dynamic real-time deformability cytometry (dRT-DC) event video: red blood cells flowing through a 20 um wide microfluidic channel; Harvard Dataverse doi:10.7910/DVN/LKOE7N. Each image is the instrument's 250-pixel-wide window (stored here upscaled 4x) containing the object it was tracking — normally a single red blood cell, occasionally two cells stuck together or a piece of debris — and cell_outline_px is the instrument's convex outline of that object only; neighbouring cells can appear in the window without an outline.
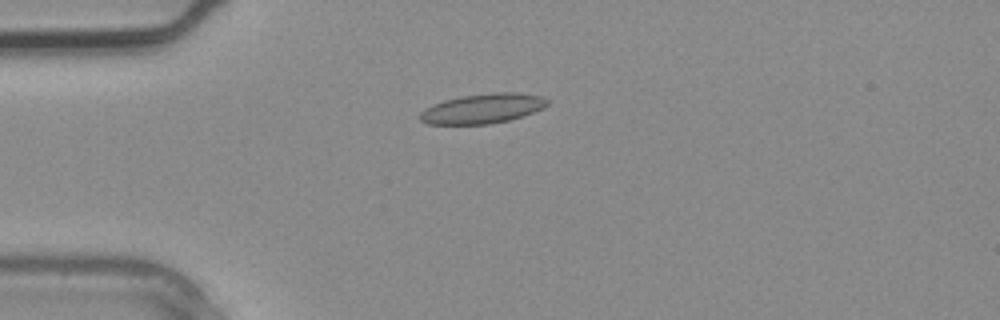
{"species": "common noctule bat (a hibernating species)", "species_latin": "Nyctalus noctula", "temperature_condition": "warm", "stored_images_in_passage": 1, "camera_frame_rate_fps": 3000, "um_per_image_px": 0.085, "animal": {"sex": "male", "body_mass_g": 20.4}, "frame": {"image": 1, "passage_image": 1, "time_ms": 0.0, "image_size_px": [1000, 320], "cell_outline_px": [[548, 104], [544, 108], [508, 120], [488, 124], [428, 124], [420, 120], [420, 112], [424, 108], [444, 100], [460, 96], [492, 92], [512, 92], [540, 96], [548, 100]], "centroid_in_image_um": [40.99, 9.22], "position_along_channel_um": 44.0, "area_um2": 21.91}}